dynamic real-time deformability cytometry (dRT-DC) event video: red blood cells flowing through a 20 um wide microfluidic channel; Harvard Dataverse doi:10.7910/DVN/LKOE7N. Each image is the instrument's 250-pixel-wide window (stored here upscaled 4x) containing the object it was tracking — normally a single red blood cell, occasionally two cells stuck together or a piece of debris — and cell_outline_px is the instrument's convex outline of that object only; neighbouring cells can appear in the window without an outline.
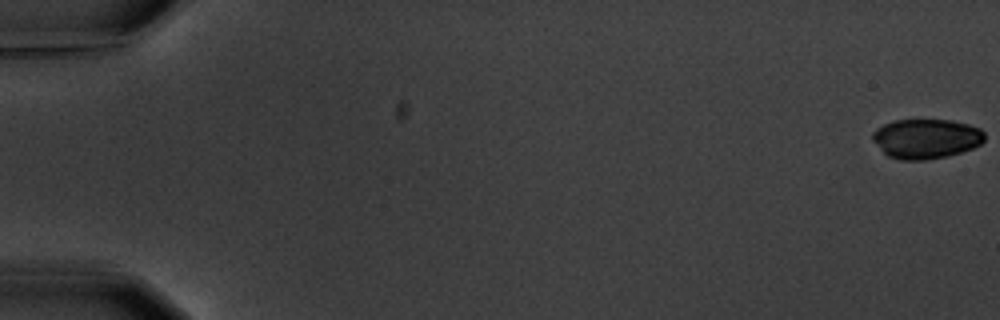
{"species": "common noctule bat (a hibernating species)", "species_latin": "Nyctalus noctula", "temperature_condition": "warm", "stored_images_in_passage": 6, "camera_frame_rate_fps": 3000, "um_per_image_px": 0.085, "animal": {"sex": "male", "body_mass_g": 20.1, "forearm_length_mm": 53.5}, "frame": {"image": 1, "passage_image": 1, "time_ms": 0.0, "image_size_px": [1000, 320], "cell_outline_px": [[984, 140], [980, 144], [972, 148], [948, 156], [924, 160], [900, 160], [888, 156], [872, 140], [872, 132], [876, 128], [884, 124], [896, 120], [952, 120], [968, 124], [980, 128], [984, 132]], "centroid_in_image_um": [78.71, 11.79], "position_along_channel_um": 6.3, "area_um2": 25.89}}
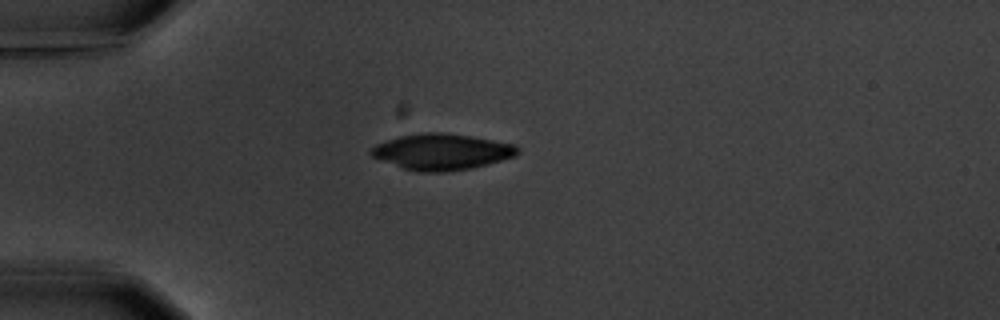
{"frame": {"image": 2, "passage_image": 5, "time_ms": 5.333, "image_size_px": [1000, 320], "cell_outline_px": [[520, 152], [516, 156], [472, 168], [444, 172], [416, 172], [404, 168], [372, 156], [368, 152], [376, 144], [400, 136], [424, 132], [444, 132], [516, 144], [520, 148]], "centroid_in_image_um": [37.58, 12.9], "position_along_channel_um": 47.4, "area_um2": 30.63}}